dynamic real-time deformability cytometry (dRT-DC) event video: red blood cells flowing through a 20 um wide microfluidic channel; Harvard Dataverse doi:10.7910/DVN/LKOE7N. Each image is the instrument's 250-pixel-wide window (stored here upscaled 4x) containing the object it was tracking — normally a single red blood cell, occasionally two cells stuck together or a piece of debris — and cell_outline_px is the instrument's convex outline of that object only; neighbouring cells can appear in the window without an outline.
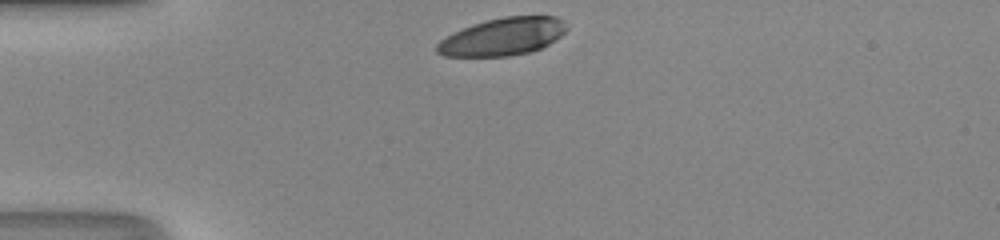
{"species": "human", "species_latin": "Homo sapiens", "temperature_condition": "room temperature", "stored_images_in_passage": 28, "camera_frame_rate_fps": 3000, "um_per_image_px": 0.085, "donor": {"sex": "male"}, "frame": {"image": 1, "passage_image": 1, "time_ms": 0.0, "image_size_px": [1000, 240], "cell_outline_px": [[568, 28], [560, 36], [548, 44], [540, 48], [528, 52], [508, 56], [444, 56], [436, 52], [436, 44], [440, 40], [452, 32], [472, 24], [484, 20], [504, 16], [556, 16], [564, 20]], "centroid_in_image_um": [42.71, 3.1], "position_along_channel_um": 42.3, "area_um2": 28.5}}
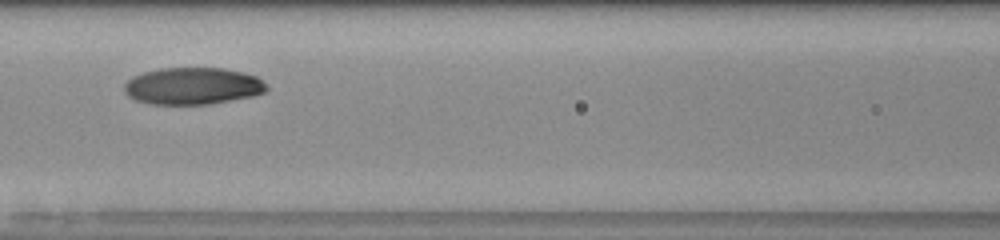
{"frame": {"image": 2, "passage_image": 11, "time_ms": 3.333, "image_size_px": [1000, 240], "cell_outline_px": [[268, 88], [264, 92], [252, 96], [208, 104], [148, 104], [136, 100], [128, 96], [124, 92], [124, 84], [132, 76], [144, 72], [160, 68], [224, 68], [244, 72], [256, 76]], "centroid_in_image_um": [16.34, 7.31], "position_along_channel_um": 150.3, "area_um2": 30.63}}
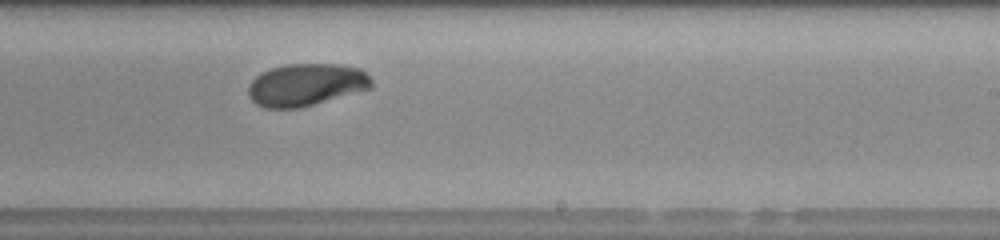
{"frame": {"image": 3, "passage_image": 19, "time_ms": 6.0, "image_size_px": [1000, 240], "cell_outline_px": [[372, 88], [312, 104], [296, 108], [264, 108], [256, 104], [248, 96], [248, 84], [256, 76], [272, 68], [284, 64], [340, 64], [360, 68], [372, 80]], "centroid_in_image_um": [26.0, 7.19], "position_along_channel_um": 263.0, "area_um2": 30.23}, "authors_computed_cell_mechanics": {"area_um2": 30.5473, "velocity_mm_per_s": 4.2534, "shape_relaxation_time_tau1_ms": 3.5046, "shape_relaxation_time_tau2_ms": null, "deformation_change_tau1": 0.1534, "deformation_change_tau2": null}}